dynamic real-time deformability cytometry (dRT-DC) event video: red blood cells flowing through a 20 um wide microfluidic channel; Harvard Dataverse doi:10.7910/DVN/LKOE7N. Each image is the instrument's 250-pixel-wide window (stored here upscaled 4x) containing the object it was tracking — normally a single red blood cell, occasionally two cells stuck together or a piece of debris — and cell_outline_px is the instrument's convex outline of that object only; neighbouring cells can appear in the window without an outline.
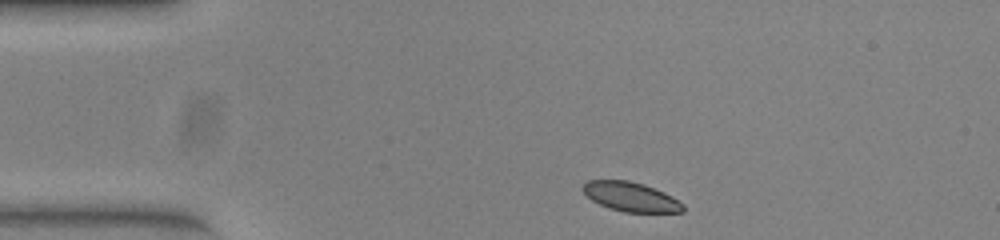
{"species": "common noctule bat (a hibernating species)", "species_latin": "Nyctalus noctula", "temperature_condition": "warm", "stored_images_in_passage": 43, "camera_frame_rate_fps": 3000, "um_per_image_px": 0.085, "animal": {"sex": "female", "body_mass_g": 23.0, "forearm_length_mm": 53.4}, "frame": {"image": 1, "passage_image": 1, "time_ms": 0.0, "image_size_px": [1000, 240], "cell_outline_px": [[684, 212], [624, 212], [608, 208], [592, 200], [580, 188], [588, 180], [628, 180], [644, 184], [664, 192], [672, 196], [684, 204]], "centroid_in_image_um": [53.62, 16.72], "position_along_channel_um": 31.4, "area_um2": 17.17}}
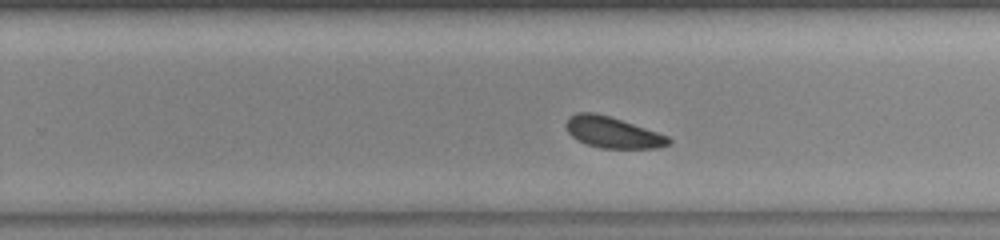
{"frame": {"image": 2, "passage_image": 24, "time_ms": 7.667, "image_size_px": [1000, 240], "cell_outline_px": [[672, 144], [656, 148], [600, 148], [584, 144], [572, 136], [568, 132], [564, 124], [568, 116], [576, 112], [596, 112], [668, 136], [672, 140]], "centroid_in_image_um": [52.03, 11.26], "position_along_channel_um": 277.8, "area_um2": 18.61}}
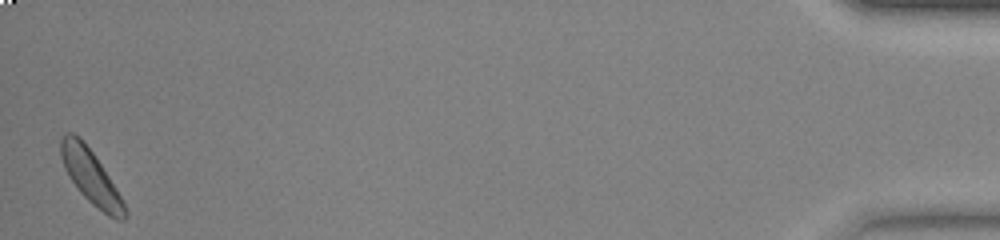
{"frame": {"image": 3, "passage_image": 43, "time_ms": 14.0, "image_size_px": [1000, 240], "cell_outline_px": [[128, 216], [124, 220], [116, 220], [108, 216], [92, 204], [80, 192], [68, 176], [64, 168], [60, 156], [60, 136], [64, 132], [72, 132], [92, 152], [116, 188], [128, 212]], "centroid_in_image_um": [7.7, 15.05], "position_along_channel_um": 427.5, "area_um2": 19.83}, "authors_computed_cell_mechanics": {"area_um2": 19.0162, "velocity_mm_per_s": 3.8735, "shape_relaxation_time_tau1_ms": 2.5956, "shape_relaxation_time_tau2_ms": null, "deformation_change_tau1": 0.0753, "deformation_change_tau2": null}}